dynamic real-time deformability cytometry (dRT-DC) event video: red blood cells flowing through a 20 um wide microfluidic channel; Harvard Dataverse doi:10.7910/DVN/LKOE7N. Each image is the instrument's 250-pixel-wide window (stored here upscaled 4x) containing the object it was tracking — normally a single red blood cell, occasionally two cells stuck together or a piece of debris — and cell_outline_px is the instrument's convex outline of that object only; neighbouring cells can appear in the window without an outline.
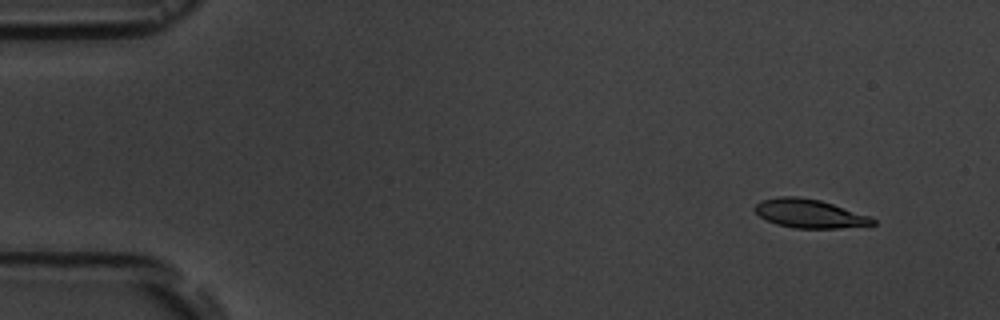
{"species": "common noctule bat (a hibernating species)", "species_latin": "Nyctalus noctula", "temperature_condition": "room temperature", "stored_images_in_passage": 6, "camera_frame_rate_fps": 3000, "um_per_image_px": 0.085, "animal": {"sex": "male", "body_mass_g": 19.5, "forearm_length_mm": 54.6}, "frame": {"image": 1, "passage_image": 2, "time_ms": 1.0, "image_size_px": [1000, 320], "cell_outline_px": [[876, 224], [836, 228], [796, 228], [776, 224], [760, 216], [752, 208], [760, 200], [776, 196], [796, 196], [820, 200], [872, 216], [876, 220]], "centroid_in_image_um": [68.8, 18.14], "position_along_channel_um": 16.2, "area_um2": 19.77}}
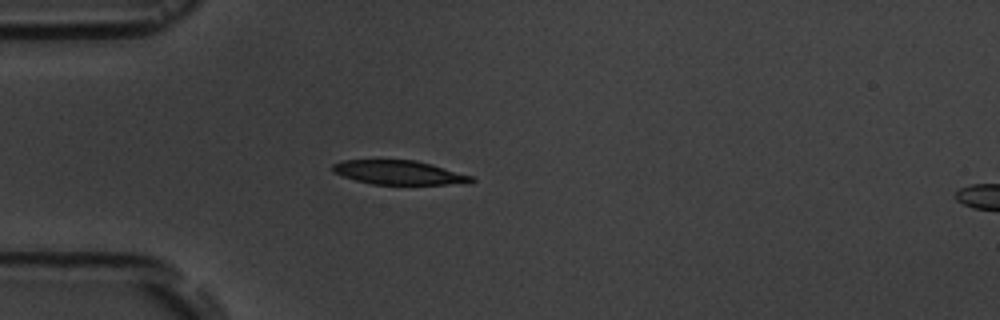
{"frame": {"image": 2, "passage_image": 5, "time_ms": 4.667, "image_size_px": [1000, 320], "cell_outline_px": [[476, 180], [472, 184], [372, 184], [356, 180], [332, 172], [332, 164], [340, 160], [416, 160], [432, 164], [476, 176]], "centroid_in_image_um": [34.0, 14.66], "position_along_channel_um": 51.0, "area_um2": 19.77}}